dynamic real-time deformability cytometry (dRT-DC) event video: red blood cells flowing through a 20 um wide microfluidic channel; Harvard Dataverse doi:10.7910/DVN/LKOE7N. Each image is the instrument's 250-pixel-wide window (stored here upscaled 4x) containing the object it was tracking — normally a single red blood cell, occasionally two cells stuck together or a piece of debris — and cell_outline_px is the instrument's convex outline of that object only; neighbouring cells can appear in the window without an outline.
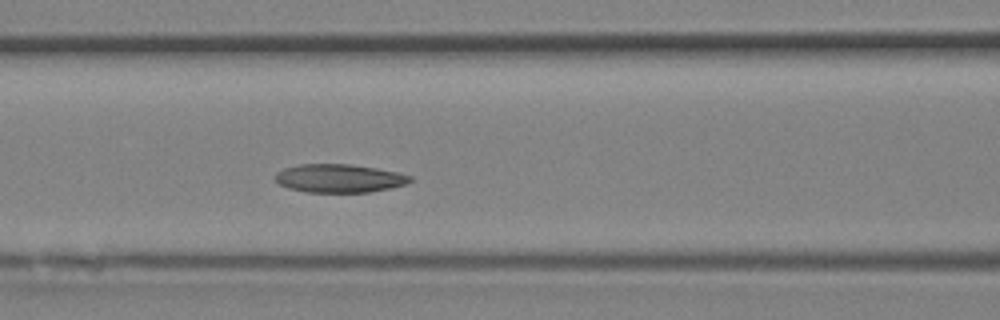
{"species": "Egyptian fruit bat (a non-hibernating species)", "species_latin": "Rousettus aegyptiacus", "temperature_condition": "room temperature", "stored_images_in_passage": 15, "camera_frame_rate_fps": 3000, "um_per_image_px": 0.085, "animal": {"sex": "female"}, "frame": {"image": 1, "passage_image": 11, "time_ms": 3.333, "image_size_px": [1000, 320], "cell_outline_px": [[412, 180], [404, 184], [388, 188], [368, 192], [308, 192], [288, 188], [280, 184], [272, 176], [276, 172], [284, 168], [300, 164], [352, 164], [376, 168], [396, 172], [412, 176]], "centroid_in_image_um": [28.78, 15.15], "position_along_channel_um": 137.8, "area_um2": 22.2}}
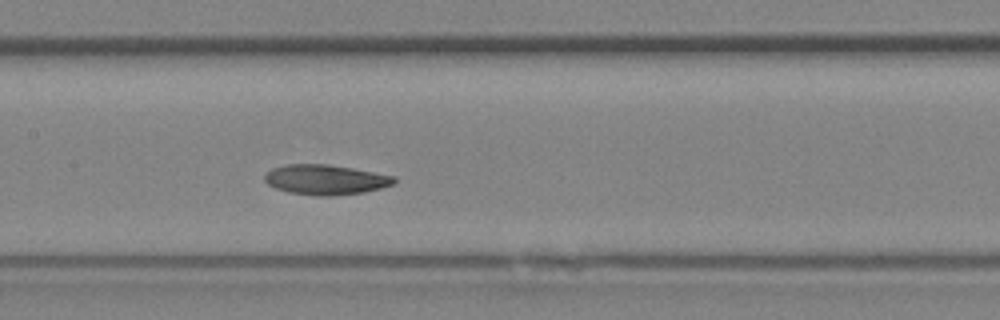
{"frame": {"image": 2, "passage_image": 13, "time_ms": 4.0, "image_size_px": [1000, 320], "cell_outline_px": [[396, 180], [392, 184], [380, 188], [364, 192], [332, 196], [316, 196], [288, 192], [276, 188], [268, 184], [264, 180], [264, 172], [272, 168], [284, 164], [328, 164], [352, 168], [396, 176]], "centroid_in_image_um": [27.63, 15.26], "position_along_channel_um": 179.8, "area_um2": 22.77}}